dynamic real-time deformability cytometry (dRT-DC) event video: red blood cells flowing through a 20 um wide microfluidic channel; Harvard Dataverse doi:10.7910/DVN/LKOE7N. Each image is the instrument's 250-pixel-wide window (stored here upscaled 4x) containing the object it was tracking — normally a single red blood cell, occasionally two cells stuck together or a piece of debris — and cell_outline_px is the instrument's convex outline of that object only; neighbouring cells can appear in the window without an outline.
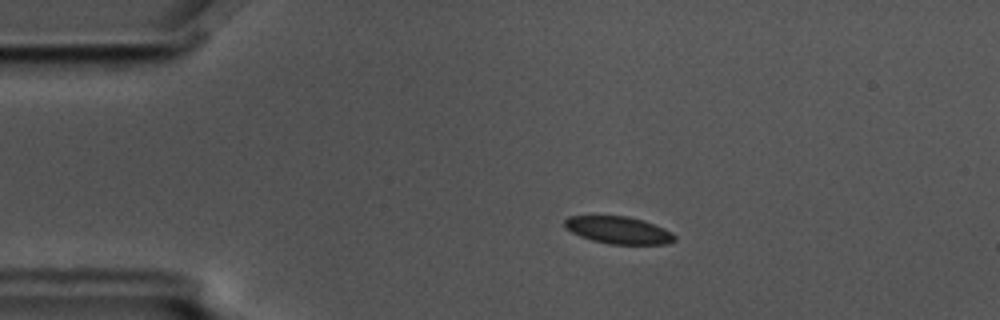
{"species": "common noctule bat (a hibernating species)", "species_latin": "Nyctalus noctula", "temperature_condition": "cold", "stored_images_in_passage": 7, "camera_frame_rate_fps": 3000, "um_per_image_px": 0.085, "animal": {"sex": "male", "body_mass_g": 17.5, "forearm_length_mm": 52.3}, "frame": {"image": 1, "passage_image": 4, "time_ms": 1.0, "image_size_px": [1000, 320], "cell_outline_px": [[676, 240], [668, 244], [608, 244], [592, 240], [580, 236], [564, 228], [564, 220], [568, 216], [628, 216], [644, 220], [664, 228], [672, 232], [676, 236]], "centroid_in_image_um": [52.58, 19.56], "position_along_channel_um": 32.4, "area_um2": 17.63}}